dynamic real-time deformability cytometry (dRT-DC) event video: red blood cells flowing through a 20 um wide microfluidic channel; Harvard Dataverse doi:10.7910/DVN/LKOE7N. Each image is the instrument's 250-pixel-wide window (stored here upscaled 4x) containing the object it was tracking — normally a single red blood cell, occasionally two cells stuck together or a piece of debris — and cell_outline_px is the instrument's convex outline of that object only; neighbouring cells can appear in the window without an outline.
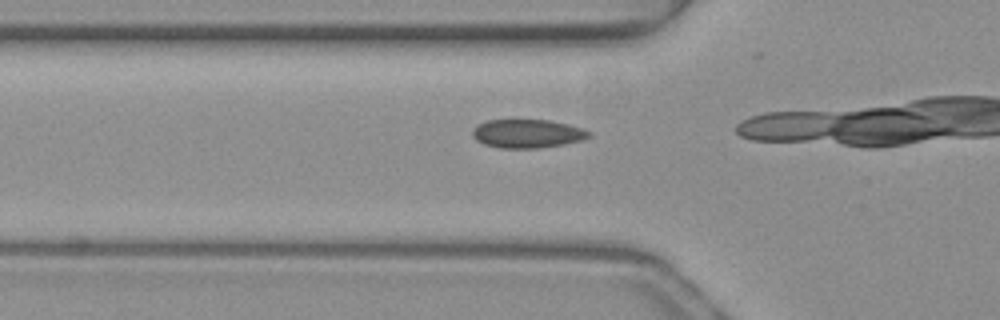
{"species": "common noctule bat (a hibernating species)", "species_latin": "Nyctalus noctula", "temperature_condition": "warm", "stored_images_in_passage": 13, "camera_frame_rate_fps": 3000, "um_per_image_px": 0.085, "animal": {"sex": "female", "body_mass_g": 19.3, "forearm_length_mm": 54.1}, "frame": {"image": 1, "passage_image": 11, "time_ms": 3.333, "image_size_px": [1000, 320], "cell_outline_px": [[592, 136], [580, 140], [564, 144], [540, 148], [500, 148], [484, 144], [476, 140], [472, 136], [472, 128], [476, 124], [488, 120], [548, 120], [568, 124], [584, 128], [592, 132]], "centroid_in_image_um": [44.82, 11.35], "position_along_channel_um": 81.0, "area_um2": 19.59}}